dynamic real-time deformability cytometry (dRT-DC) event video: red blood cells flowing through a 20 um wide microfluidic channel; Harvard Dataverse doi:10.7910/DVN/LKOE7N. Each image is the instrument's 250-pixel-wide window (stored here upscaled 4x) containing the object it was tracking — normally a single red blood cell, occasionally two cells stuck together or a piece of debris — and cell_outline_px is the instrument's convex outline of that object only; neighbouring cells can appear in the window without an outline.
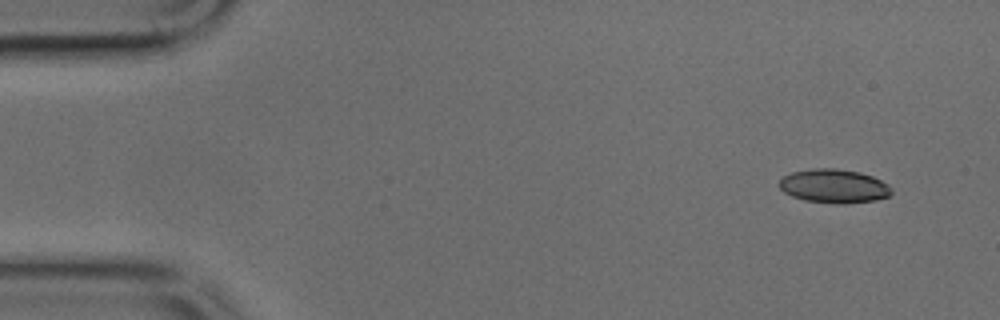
{"species": "common noctule bat (a hibernating species)", "species_latin": "Nyctalus noctula", "temperature_condition": "cold", "stored_images_in_passage": 7, "camera_frame_rate_fps": 3000, "um_per_image_px": 0.085, "animal": {"sex": "male", "body_mass_g": 17.9, "forearm_length_mm": 54.2}, "frame": {"image": 1, "passage_image": 1, "time_ms": 0.0, "image_size_px": [1000, 320], "cell_outline_px": [[892, 192], [888, 196], [876, 200], [844, 204], [836, 204], [804, 200], [792, 196], [784, 192], [780, 188], [780, 180], [784, 176], [792, 172], [812, 168], [836, 168], [860, 172], [872, 176], [888, 184], [892, 188]], "centroid_in_image_um": [70.9, 15.82], "position_along_channel_um": 14.1, "area_um2": 22.2}}